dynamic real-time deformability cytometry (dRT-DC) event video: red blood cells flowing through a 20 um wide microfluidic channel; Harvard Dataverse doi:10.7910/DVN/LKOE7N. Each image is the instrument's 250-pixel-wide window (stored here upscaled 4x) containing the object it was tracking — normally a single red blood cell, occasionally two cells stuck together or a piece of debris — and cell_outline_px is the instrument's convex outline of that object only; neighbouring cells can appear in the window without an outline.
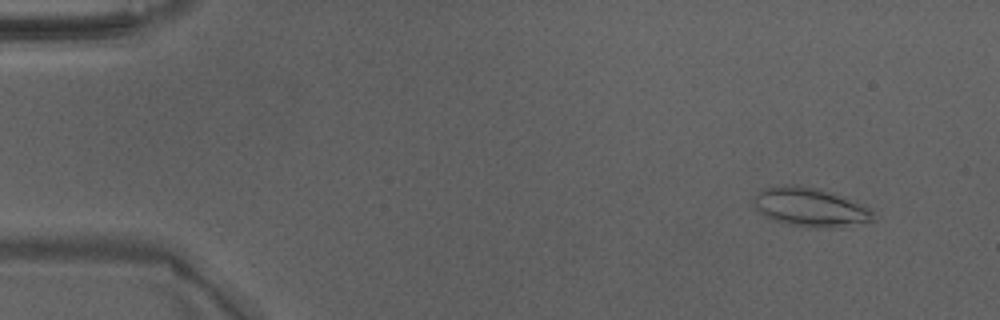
{"species": "Egyptian fruit bat (a non-hibernating species)", "species_latin": "Rousettus aegyptiacus", "temperature_condition": "warm", "stored_images_in_passage": 49, "camera_frame_rate_fps": 3000, "um_per_image_px": 0.085, "animal": {"sex": "male"}, "frame": {"image": 1, "passage_image": 5, "time_ms": 1.333, "image_size_px": [1000, 320], "cell_outline_px": [[876, 220], [840, 228], [812, 228], [788, 224], [772, 220], [764, 216], [752, 204], [752, 200], [756, 192], [764, 188], [792, 184], [820, 188], [844, 196], [864, 204], [872, 212]], "centroid_in_image_um": [68.88, 17.62], "position_along_channel_um": 16.1, "area_um2": 27.69}}
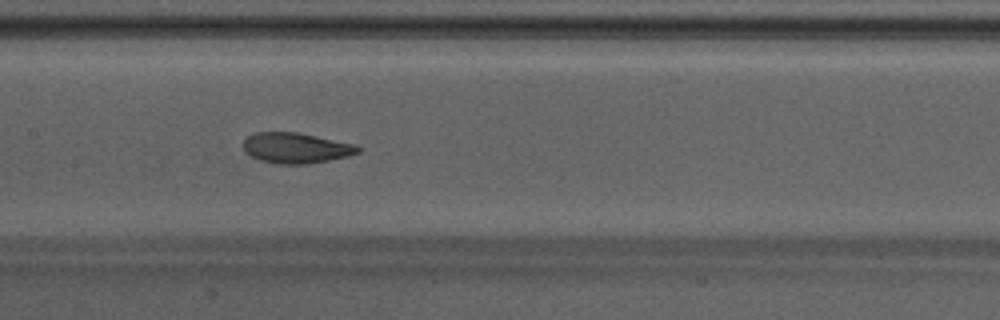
{"frame": {"image": 2, "passage_image": 25, "time_ms": 8.0, "image_size_px": [1000, 320], "cell_outline_px": [[360, 152], [348, 156], [308, 164], [276, 164], [260, 160], [244, 152], [244, 140], [248, 136], [256, 132], [296, 132], [356, 144], [360, 148]], "centroid_in_image_um": [25.16, 12.58], "position_along_channel_um": 182.2, "area_um2": 20.35}}
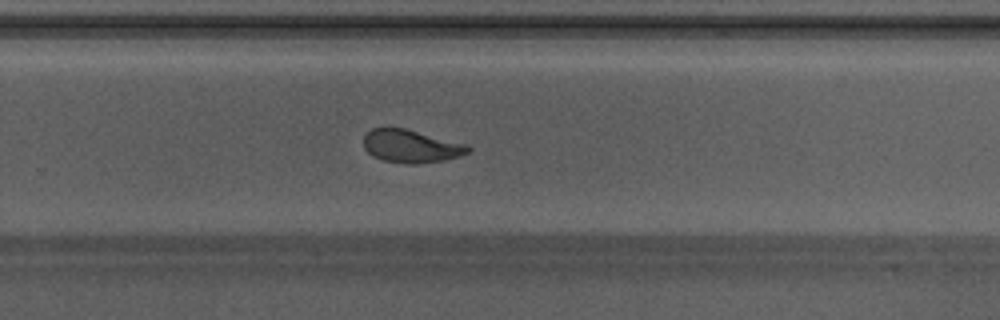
{"frame": {"image": 3, "passage_image": 33, "time_ms": 10.667, "image_size_px": [1000, 320], "cell_outline_px": [[472, 148], [468, 152], [444, 160], [416, 164], [404, 164], [384, 160], [372, 156], [364, 148], [364, 136], [372, 128], [384, 124], [404, 128], [468, 144]], "centroid_in_image_um": [34.88, 12.39], "position_along_channel_um": 294.9, "area_um2": 20.4}, "authors_computed_cell_mechanics": {"area_um2": 21.1548, "velocity_mm_per_s": 4.2407, "shape_relaxation_time_tau1_ms": 5.14, "shape_relaxation_time_tau2_ms": 1.5054, "deformation_change_tau1": 0.1852, "deformation_change_tau2": 0.0744}}